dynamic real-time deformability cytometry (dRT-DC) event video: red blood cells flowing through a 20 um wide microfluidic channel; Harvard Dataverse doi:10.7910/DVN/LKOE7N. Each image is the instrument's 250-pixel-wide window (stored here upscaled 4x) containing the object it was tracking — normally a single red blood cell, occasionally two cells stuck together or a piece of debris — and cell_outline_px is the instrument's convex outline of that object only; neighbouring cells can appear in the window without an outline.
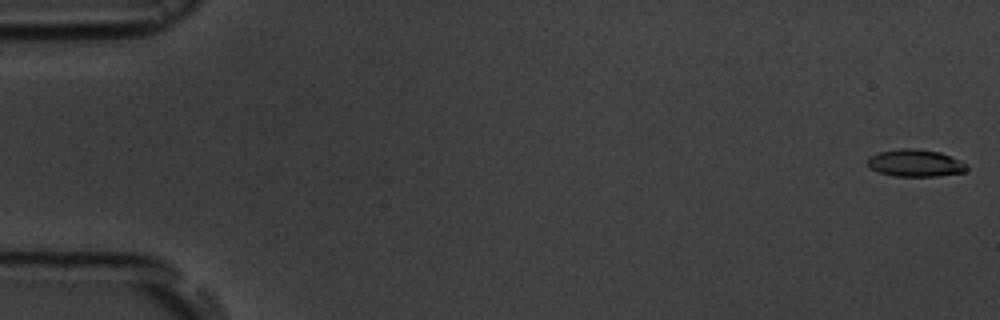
{"species": "common noctule bat (a hibernating species)", "species_latin": "Nyctalus noctula", "temperature_condition": "room temperature", "stored_images_in_passage": 11, "camera_frame_rate_fps": 3000, "um_per_image_px": 0.085, "animal": {"sex": "male", "body_mass_g": 19.5, "forearm_length_mm": 54.6}, "frame": {"image": 1, "passage_image": 1, "time_ms": 0.0, "image_size_px": [1000, 320], "cell_outline_px": [[968, 168], [964, 172], [940, 176], [896, 176], [880, 172], [872, 168], [868, 164], [868, 156], [880, 152], [900, 148], [920, 148], [940, 152], [964, 164]], "centroid_in_image_um": [77.78, 13.85], "position_along_channel_um": 7.2, "area_um2": 15.49}}
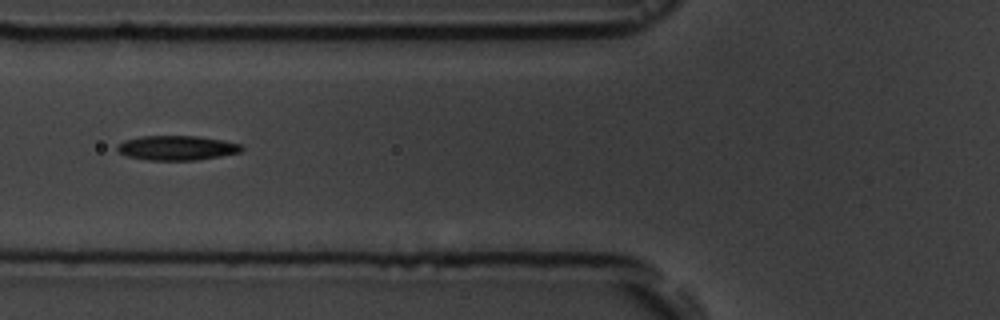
{"frame": {"image": 2, "passage_image": 7, "time_ms": 7.0, "image_size_px": [1000, 320], "cell_outline_px": [[244, 148], [240, 152], [220, 156], [196, 160], [148, 160], [128, 156], [120, 152], [116, 148], [116, 144], [124, 140], [140, 136], [196, 136], [224, 140], [240, 144]], "centroid_in_image_um": [15.02, 12.56], "position_along_channel_um": 110.8, "area_um2": 17.8}}
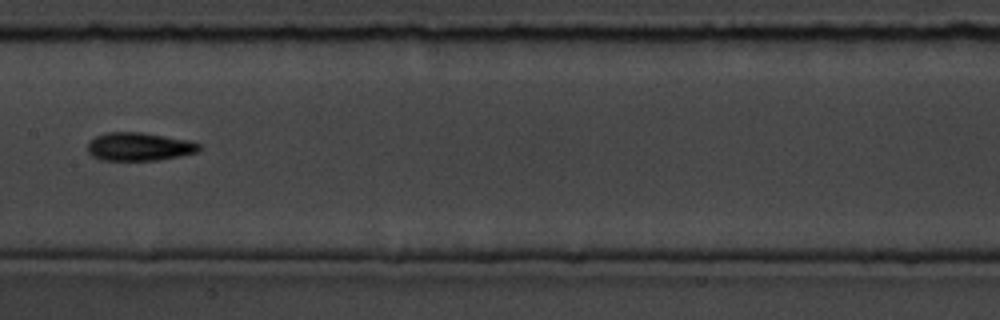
{"frame": {"image": 3, "passage_image": 9, "time_ms": 9.333, "image_size_px": [1000, 320], "cell_outline_px": [[200, 148], [196, 152], [180, 156], [156, 160], [100, 160], [92, 156], [88, 152], [88, 140], [104, 132], [140, 132], [188, 140], [200, 144]], "centroid_in_image_um": [11.77, 12.46], "position_along_channel_um": 195.6, "area_um2": 18.32}}